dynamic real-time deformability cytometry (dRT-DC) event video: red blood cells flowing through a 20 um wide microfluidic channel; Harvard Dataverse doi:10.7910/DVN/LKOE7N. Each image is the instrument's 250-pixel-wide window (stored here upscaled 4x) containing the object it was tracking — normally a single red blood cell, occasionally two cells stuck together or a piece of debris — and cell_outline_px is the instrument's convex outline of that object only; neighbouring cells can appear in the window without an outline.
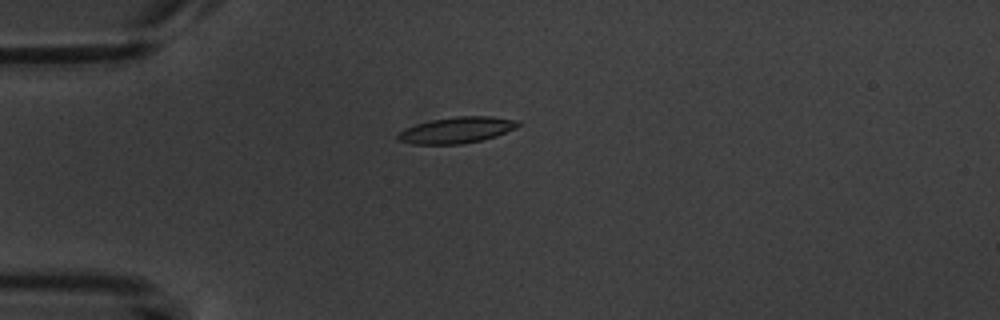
{"species": "common noctule bat (a hibernating species)", "species_latin": "Nyctalus noctula", "temperature_condition": "warm", "stored_images_in_passage": 1, "camera_frame_rate_fps": 3000, "um_per_image_px": 0.085, "animal": {"sex": "male", "body_mass_g": 20.1, "forearm_length_mm": 53.5}, "frame": {"image": 1, "passage_image": 1, "time_ms": 0.0, "image_size_px": [1000, 320], "cell_outline_px": [[520, 124], [516, 128], [496, 136], [480, 140], [460, 144], [412, 144], [396, 140], [396, 136], [404, 128], [416, 124], [432, 120], [456, 116], [492, 116], [516, 120]], "centroid_in_image_um": [38.79, 11.06], "position_along_channel_um": 46.2, "area_um2": 18.26}}